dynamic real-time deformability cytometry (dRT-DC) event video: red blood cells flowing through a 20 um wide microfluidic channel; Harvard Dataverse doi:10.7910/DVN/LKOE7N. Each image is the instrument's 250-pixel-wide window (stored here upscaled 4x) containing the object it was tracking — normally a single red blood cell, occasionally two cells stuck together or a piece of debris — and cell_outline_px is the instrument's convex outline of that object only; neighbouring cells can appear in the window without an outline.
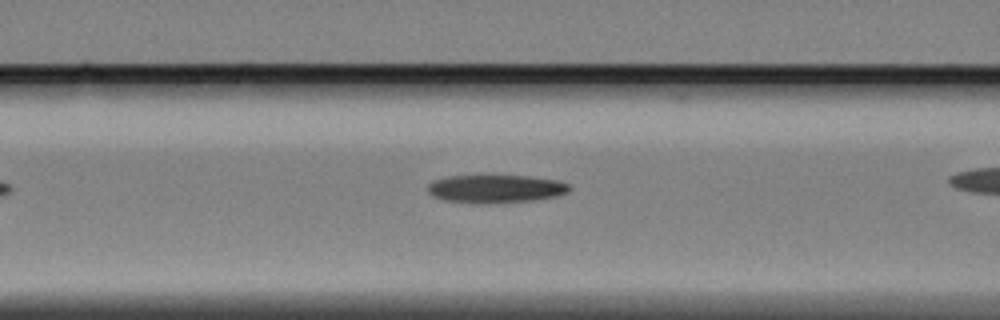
{"species": "Egyptian fruit bat (a non-hibernating species)", "species_latin": "Rousettus aegyptiacus", "temperature_condition": "cold", "stored_images_in_passage": 30, "camera_frame_rate_fps": 3000, "um_per_image_px": 0.085, "animal": {"sex": "female"}, "frame": {"image": 1, "passage_image": 7, "time_ms": 2.0, "image_size_px": [1000, 320], "cell_outline_px": [[572, 188], [568, 192], [556, 196], [532, 200], [488, 204], [476, 204], [444, 200], [432, 196], [428, 192], [428, 184], [436, 180], [448, 176], [528, 176], [556, 180], [568, 184]], "centroid_in_image_um": [42.12, 16.06], "position_along_channel_um": 124.5, "area_um2": 23.18}}
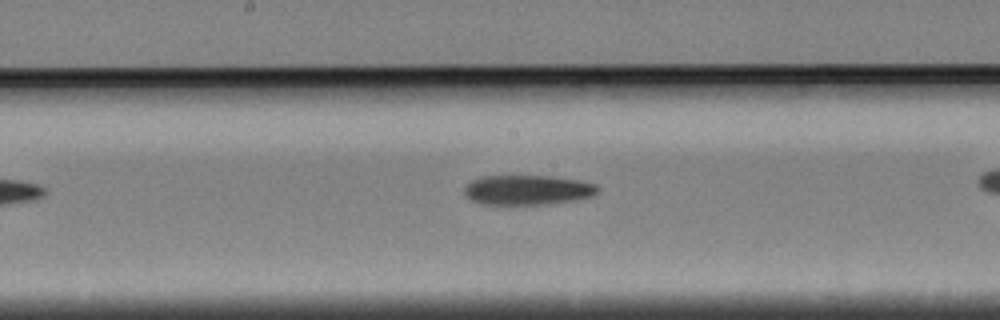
{"frame": {"image": 2, "passage_image": 14, "time_ms": 4.333, "image_size_px": [1000, 320], "cell_outline_px": [[600, 188], [596, 196], [580, 200], [548, 204], [480, 204], [464, 196], [464, 188], [472, 180], [480, 176], [548, 176], [576, 180], [596, 184]], "centroid_in_image_um": [44.87, 16.16], "position_along_channel_um": 203.3, "area_um2": 23.41}}
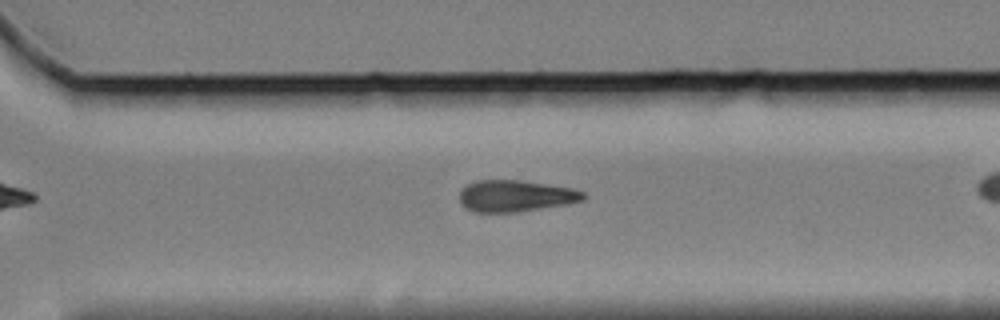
{"frame": {"image": 3, "passage_image": 25, "time_ms": 8.0, "image_size_px": [1000, 320], "cell_outline_px": [[588, 196], [584, 200], [568, 204], [520, 212], [476, 212], [460, 204], [460, 188], [476, 180], [520, 180], [572, 188], [584, 192]], "centroid_in_image_um": [43.84, 16.65], "position_along_channel_um": 326.8, "area_um2": 22.95}}